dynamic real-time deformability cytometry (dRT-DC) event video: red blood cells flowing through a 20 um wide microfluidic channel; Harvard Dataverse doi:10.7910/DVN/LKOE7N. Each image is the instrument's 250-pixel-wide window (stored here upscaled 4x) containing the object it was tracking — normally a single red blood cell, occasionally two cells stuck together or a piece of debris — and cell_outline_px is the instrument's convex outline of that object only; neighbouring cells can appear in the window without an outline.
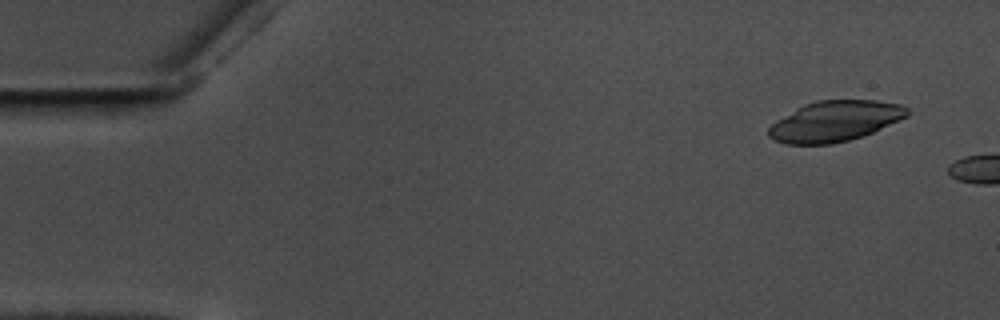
{"species": "common noctule bat (a hibernating species)", "species_latin": "Nyctalus noctula", "temperature_condition": "warm", "stored_images_in_passage": 8, "camera_frame_rate_fps": 3000, "um_per_image_px": 0.085, "animal": {"sex": "male", "body_mass_g": 17.5, "forearm_length_mm": 52.3}, "frame": {"image": 1, "passage_image": 4, "time_ms": 1.0, "image_size_px": [1000, 320], "cell_outline_px": [[912, 112], [908, 116], [900, 120], [872, 132], [848, 140], [832, 144], [788, 144], [776, 140], [768, 136], [768, 128], [776, 120], [796, 108], [804, 104], [816, 100], [876, 100], [900, 104], [908, 108]], "centroid_in_image_um": [70.98, 10.28], "position_along_channel_um": 14.0, "area_um2": 32.71}}